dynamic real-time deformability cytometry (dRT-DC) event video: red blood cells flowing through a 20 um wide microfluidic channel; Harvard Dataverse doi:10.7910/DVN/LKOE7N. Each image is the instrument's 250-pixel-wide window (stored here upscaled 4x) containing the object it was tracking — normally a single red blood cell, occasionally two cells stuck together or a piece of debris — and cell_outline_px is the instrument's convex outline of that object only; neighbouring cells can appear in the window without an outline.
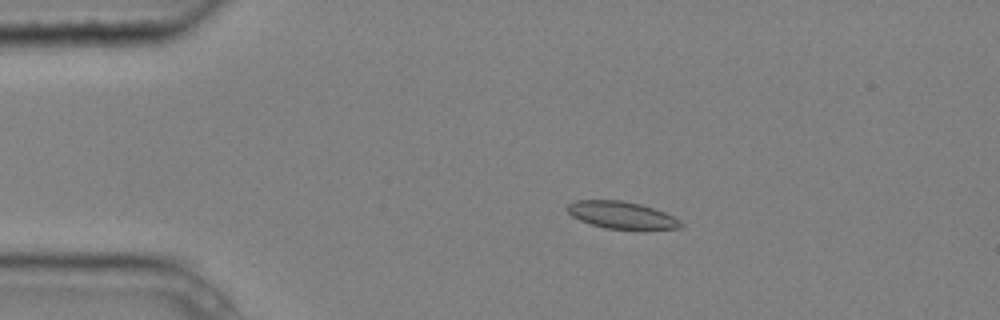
{"species": "common noctule bat (a hibernating species)", "species_latin": "Nyctalus noctula", "temperature_condition": "cold", "stored_images_in_passage": 7, "camera_frame_rate_fps": 3000, "um_per_image_px": 0.085, "animal": {"sex": "male", "body_mass_g": 20.4}, "frame": {"image": 1, "passage_image": 3, "time_ms": 0.667, "image_size_px": [1000, 320], "cell_outline_px": [[684, 224], [680, 228], [644, 232], [604, 228], [580, 220], [572, 216], [564, 208], [568, 204], [576, 200], [620, 200], [640, 204], [664, 212], [680, 220]], "centroid_in_image_um": [52.89, 18.33], "position_along_channel_um": 32.1, "area_um2": 18.67}}
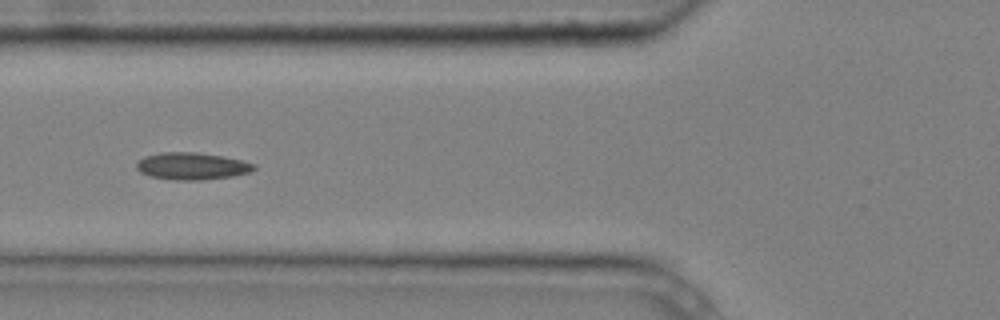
{"frame": {"image": 2, "passage_image": 6, "time_ms": 1.667, "image_size_px": [1000, 320], "cell_outline_px": [[256, 168], [248, 172], [232, 176], [200, 180], [172, 180], [152, 176], [140, 172], [136, 168], [136, 164], [144, 156], [160, 152], [196, 152], [220, 156], [240, 160], [256, 164]], "centroid_in_image_um": [16.28, 14.11], "position_along_channel_um": 109.5, "area_um2": 18.38}}
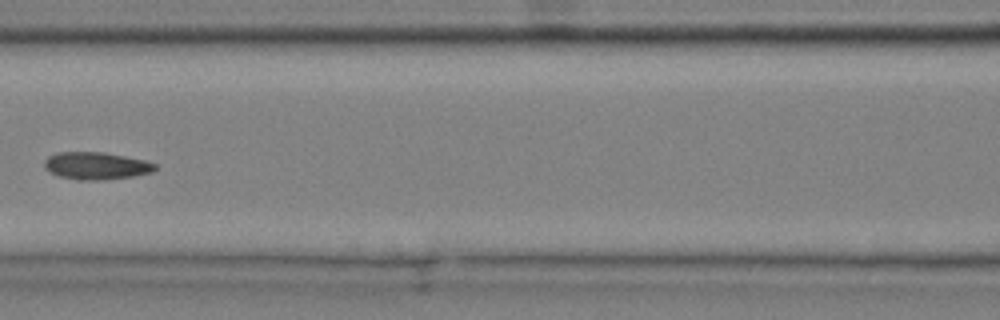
{"frame": {"image": 3, "passage_image": 7, "time_ms": 2.0, "image_size_px": [1000, 320], "cell_outline_px": [[156, 168], [152, 172], [132, 176], [100, 180], [80, 180], [60, 176], [44, 168], [44, 160], [48, 156], [56, 152], [104, 152], [144, 160], [156, 164]], "centroid_in_image_um": [8.15, 14.08], "position_along_channel_um": 158.4, "area_um2": 17.51}}